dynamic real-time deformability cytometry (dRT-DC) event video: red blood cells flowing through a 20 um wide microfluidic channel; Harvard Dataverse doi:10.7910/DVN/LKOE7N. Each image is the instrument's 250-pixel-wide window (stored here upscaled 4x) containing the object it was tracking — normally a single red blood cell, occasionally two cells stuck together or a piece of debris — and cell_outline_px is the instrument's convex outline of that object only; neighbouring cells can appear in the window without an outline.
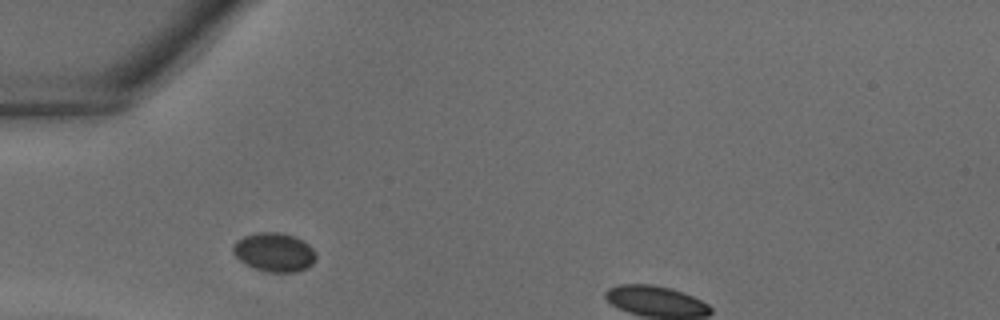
{"species": "common noctule bat (a hibernating species)", "species_latin": "Nyctalus noctula", "temperature_condition": "warm", "stored_images_in_passage": 28, "camera_frame_rate_fps": 3000, "um_per_image_px": 0.085, "animal": {"sex": "male", "body_mass_g": 18.8}, "frame": {"image": 1, "passage_image": 1, "time_ms": 0.0, "image_size_px": [1000, 320], "cell_outline_px": [[316, 260], [308, 268], [296, 272], [268, 272], [252, 268], [240, 260], [232, 252], [232, 244], [236, 240], [244, 236], [256, 232], [280, 232], [296, 236], [304, 240], [316, 252]], "centroid_in_image_um": [23.32, 21.43], "position_along_channel_um": 61.7, "area_um2": 19.19}}
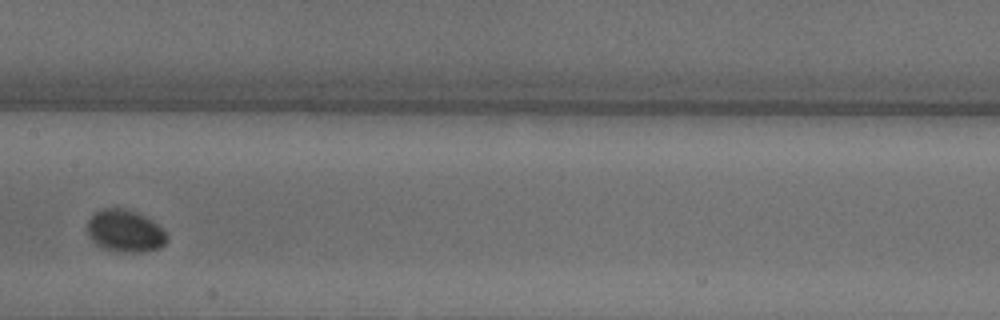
{"frame": {"image": 2, "passage_image": 9, "time_ms": 2.667, "image_size_px": [1000, 320], "cell_outline_px": [[168, 240], [160, 248], [148, 252], [120, 252], [104, 248], [96, 244], [88, 236], [88, 220], [96, 212], [104, 208], [124, 208], [136, 212], [144, 216], [156, 224], [164, 232]], "centroid_in_image_um": [10.62, 19.65], "position_along_channel_um": 196.8, "area_um2": 19.42}}
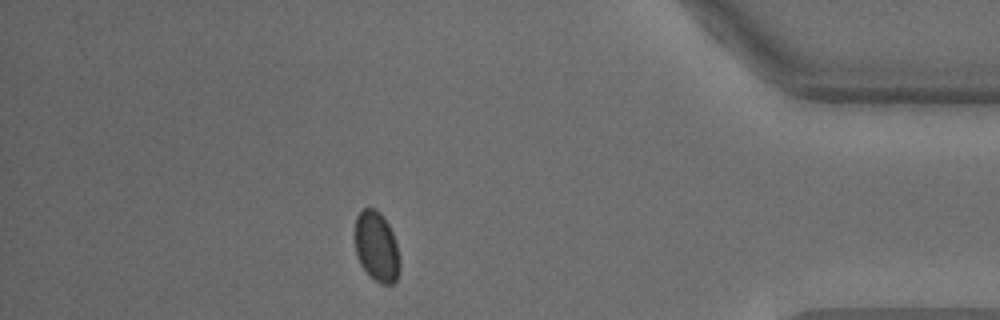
{"frame": {"image": 3, "passage_image": 23, "time_ms": 7.333, "image_size_px": [1000, 320], "cell_outline_px": [[400, 272], [396, 280], [392, 284], [380, 284], [360, 264], [356, 256], [356, 216], [364, 208], [376, 208], [384, 216], [392, 232], [396, 244], [400, 260]], "centroid_in_image_um": [32.03, 20.96], "position_along_channel_um": 403.2, "area_um2": 18.21}}